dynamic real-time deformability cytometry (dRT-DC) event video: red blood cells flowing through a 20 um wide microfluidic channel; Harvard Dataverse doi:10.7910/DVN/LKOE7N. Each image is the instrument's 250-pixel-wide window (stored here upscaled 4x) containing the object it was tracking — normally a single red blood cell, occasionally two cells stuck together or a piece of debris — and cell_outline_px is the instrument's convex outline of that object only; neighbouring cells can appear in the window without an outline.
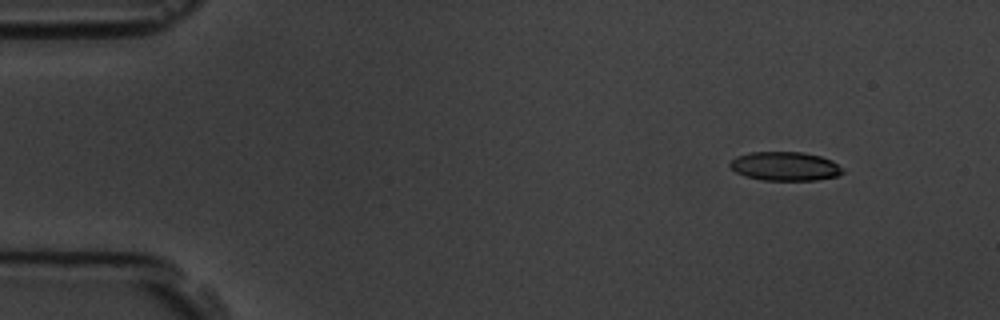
{"species": "common noctule bat (a hibernating species)", "species_latin": "Nyctalus noctula", "temperature_condition": "room temperature", "stored_images_in_passage": 4, "camera_frame_rate_fps": 3000, "um_per_image_px": 0.085, "animal": {"sex": "male", "body_mass_g": 19.5, "forearm_length_mm": 54.6}, "frame": {"image": 1, "passage_image": 1, "time_ms": 0.0, "image_size_px": [1000, 320], "cell_outline_px": [[844, 172], [840, 176], [816, 180], [764, 180], [744, 176], [736, 172], [728, 164], [736, 156], [748, 152], [804, 152], [820, 156], [832, 160]], "centroid_in_image_um": [66.72, 14.13], "position_along_channel_um": 18.3, "area_um2": 19.02}}
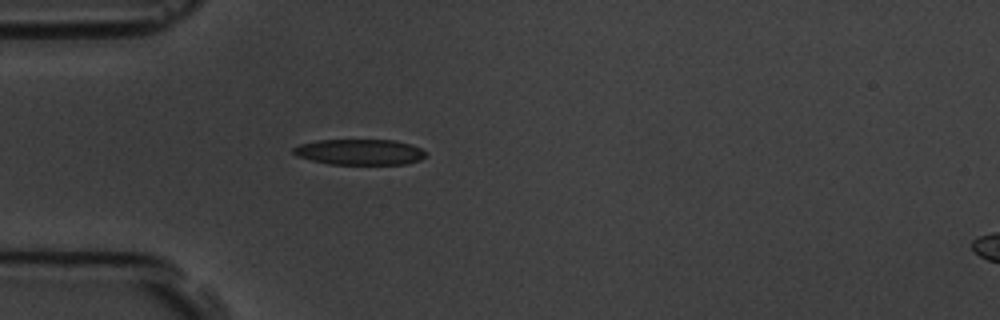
{"frame": {"image": 2, "passage_image": 4, "time_ms": 3.333, "image_size_px": [1000, 320], "cell_outline_px": [[424, 156], [420, 160], [404, 164], [328, 164], [296, 156], [292, 152], [292, 148], [300, 144], [316, 140], [396, 140], [420, 148], [424, 152]], "centroid_in_image_um": [30.51, 12.92], "position_along_channel_um": 54.5, "area_um2": 19.71}}